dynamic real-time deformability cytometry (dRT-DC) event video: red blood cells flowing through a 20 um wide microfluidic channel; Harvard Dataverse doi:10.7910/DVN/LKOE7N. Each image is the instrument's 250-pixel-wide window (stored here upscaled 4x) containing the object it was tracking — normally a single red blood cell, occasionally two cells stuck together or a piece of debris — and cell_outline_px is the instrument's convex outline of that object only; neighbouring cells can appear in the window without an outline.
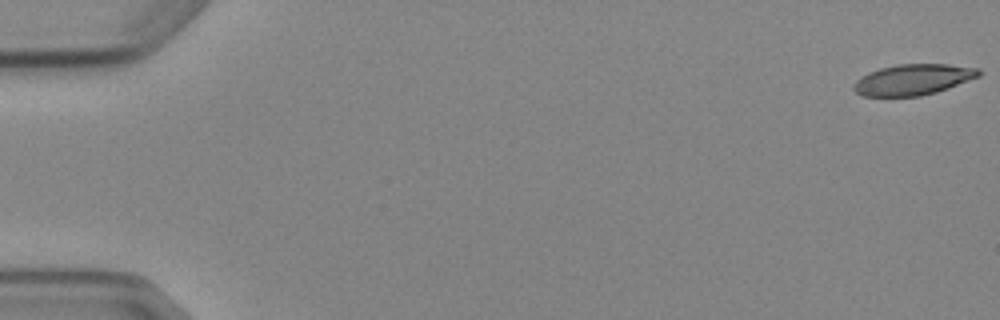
{"species": "Egyptian fruit bat (a non-hibernating species)", "species_latin": "Rousettus aegyptiacus", "temperature_condition": "cold", "stored_images_in_passage": 6, "camera_frame_rate_fps": 3000, "um_per_image_px": 0.085, "animal": {"sex": "female"}, "frame": {"image": 1, "passage_image": 1, "time_ms": 0.0, "image_size_px": [1000, 320], "cell_outline_px": [[980, 76], [948, 88], [936, 92], [920, 96], [864, 96], [856, 92], [852, 88], [852, 84], [856, 80], [868, 72], [880, 68], [896, 64], [948, 64], [980, 68]], "centroid_in_image_um": [77.6, 6.76], "position_along_channel_um": 7.4, "area_um2": 22.54}}
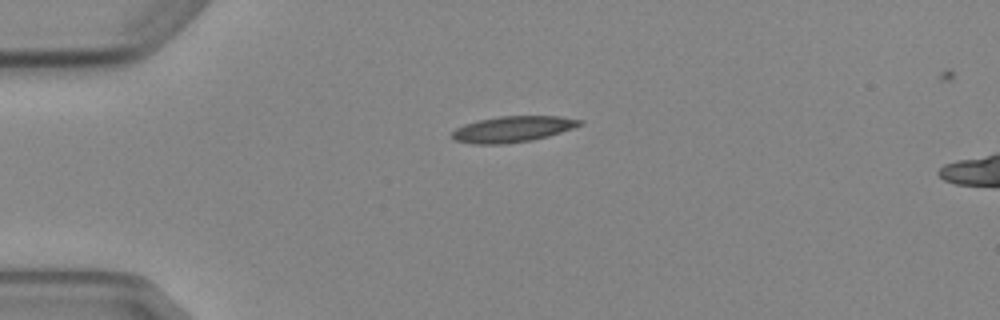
{"frame": {"image": 2, "passage_image": 6, "time_ms": 6.667, "image_size_px": [1000, 320], "cell_outline_px": [[584, 124], [548, 136], [532, 140], [504, 144], [472, 144], [452, 140], [452, 132], [456, 128], [464, 124], [476, 120], [500, 116], [560, 116], [584, 120]], "centroid_in_image_um": [43.56, 10.97], "position_along_channel_um": 41.4, "area_um2": 19.48}}